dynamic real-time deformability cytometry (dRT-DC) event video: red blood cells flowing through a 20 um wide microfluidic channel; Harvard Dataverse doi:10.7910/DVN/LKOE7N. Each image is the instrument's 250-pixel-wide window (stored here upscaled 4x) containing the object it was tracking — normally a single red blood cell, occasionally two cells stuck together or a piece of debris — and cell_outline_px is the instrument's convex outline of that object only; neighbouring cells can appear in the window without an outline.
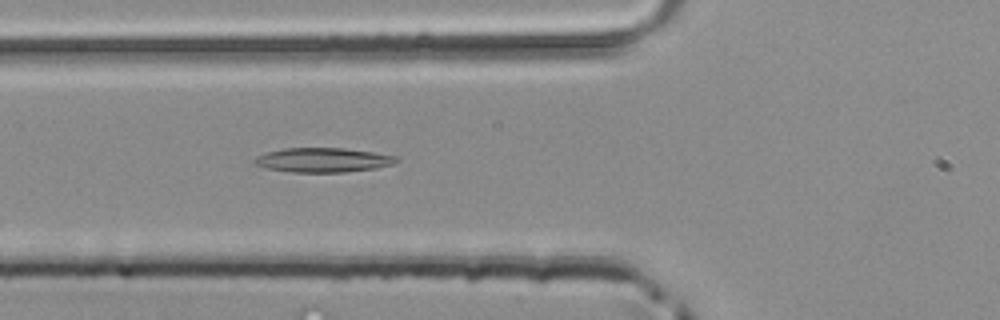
{"species": "common noctule bat (a hibernating species)", "species_latin": "Nyctalus noctula", "temperature_condition": "room temperature", "stored_images_in_passage": 30, "camera_frame_rate_fps": 3000, "um_per_image_px": 0.085, "animal": {"sex": "male", "body_mass_g": 20.4}, "frame": {"image": 1, "passage_image": 6, "time_ms": 1.667, "image_size_px": [1000, 320], "cell_outline_px": [[400, 160], [392, 164], [376, 168], [344, 172], [292, 172], [268, 168], [256, 164], [252, 160], [256, 156], [268, 152], [284, 148], [344, 148], [400, 156]], "centroid_in_image_um": [27.5, 13.59], "position_along_channel_um": 98.3, "area_um2": 20.11}}
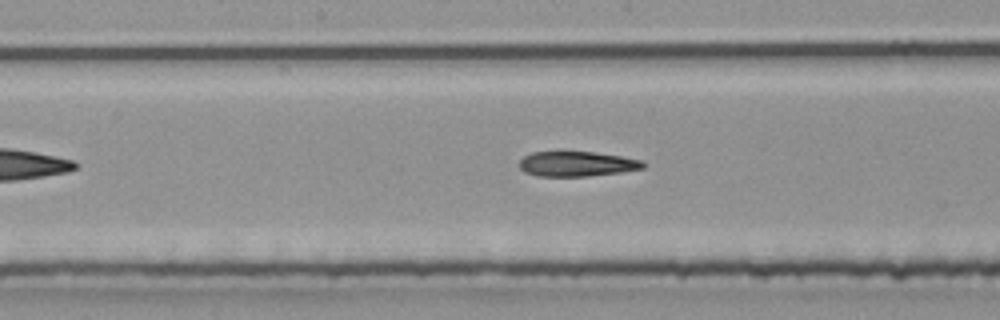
{"frame": {"image": 2, "passage_image": 13, "time_ms": 4.0, "image_size_px": [1000, 320], "cell_outline_px": [[644, 168], [620, 172], [588, 176], [536, 176], [524, 172], [520, 168], [520, 160], [524, 156], [532, 152], [556, 148], [560, 148], [592, 152], [620, 156], [644, 160]], "centroid_in_image_um": [48.95, 13.88], "position_along_channel_um": 199.2, "area_um2": 18.84}}
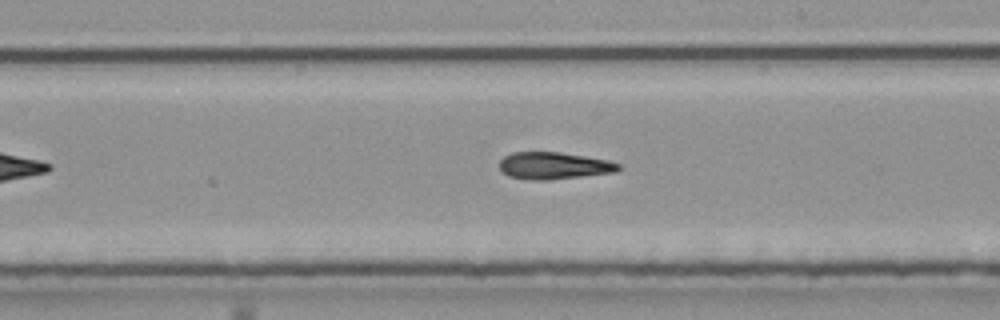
{"frame": {"image": 3, "passage_image": 16, "time_ms": 5.0, "image_size_px": [1000, 320], "cell_outline_px": [[620, 168], [616, 172], [584, 176], [548, 180], [528, 180], [508, 176], [500, 168], [500, 160], [504, 156], [512, 152], [560, 152], [608, 160], [620, 164]], "centroid_in_image_um": [47.07, 14.08], "position_along_channel_um": 241.9, "area_um2": 18.79}}